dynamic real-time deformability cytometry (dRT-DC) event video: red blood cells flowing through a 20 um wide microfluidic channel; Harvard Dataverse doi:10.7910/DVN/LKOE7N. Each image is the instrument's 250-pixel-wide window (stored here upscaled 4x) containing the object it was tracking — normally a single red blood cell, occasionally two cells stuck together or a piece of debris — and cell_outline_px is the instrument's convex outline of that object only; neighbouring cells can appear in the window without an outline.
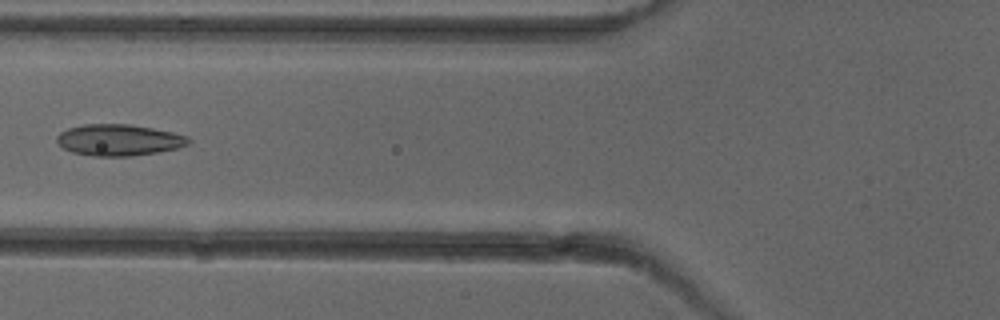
{"species": "common noctule bat (a hibernating species)", "species_latin": "Nyctalus noctula", "temperature_condition": "cold", "stored_images_in_passage": 7, "camera_frame_rate_fps": 3000, "um_per_image_px": 0.085, "animal": {"sex": "female"}, "frame": {"image": 1, "passage_image": 6, "time_ms": 6.0, "image_size_px": [1000, 320], "cell_outline_px": [[192, 140], [188, 144], [180, 148], [132, 156], [92, 156], [72, 152], [64, 148], [56, 140], [56, 136], [60, 132], [68, 128], [84, 124], [128, 124], [152, 128], [172, 132], [188, 136]], "centroid_in_image_um": [10.11, 11.9], "position_along_channel_um": 115.7, "area_um2": 24.1}}
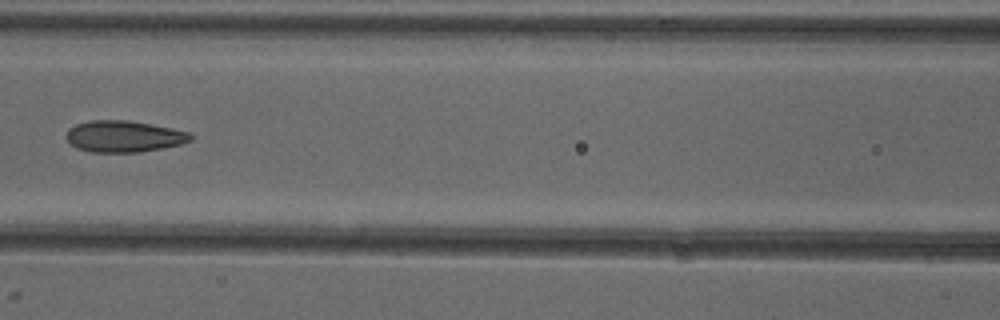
{"frame": {"image": 2, "passage_image": 7, "time_ms": 7.0, "image_size_px": [1000, 320], "cell_outline_px": [[192, 140], [180, 144], [140, 152], [92, 152], [76, 148], [64, 136], [68, 128], [76, 124], [92, 120], [128, 120], [172, 128], [188, 132], [192, 136]], "centroid_in_image_um": [10.49, 11.59], "position_along_channel_um": 156.1, "area_um2": 22.72}}